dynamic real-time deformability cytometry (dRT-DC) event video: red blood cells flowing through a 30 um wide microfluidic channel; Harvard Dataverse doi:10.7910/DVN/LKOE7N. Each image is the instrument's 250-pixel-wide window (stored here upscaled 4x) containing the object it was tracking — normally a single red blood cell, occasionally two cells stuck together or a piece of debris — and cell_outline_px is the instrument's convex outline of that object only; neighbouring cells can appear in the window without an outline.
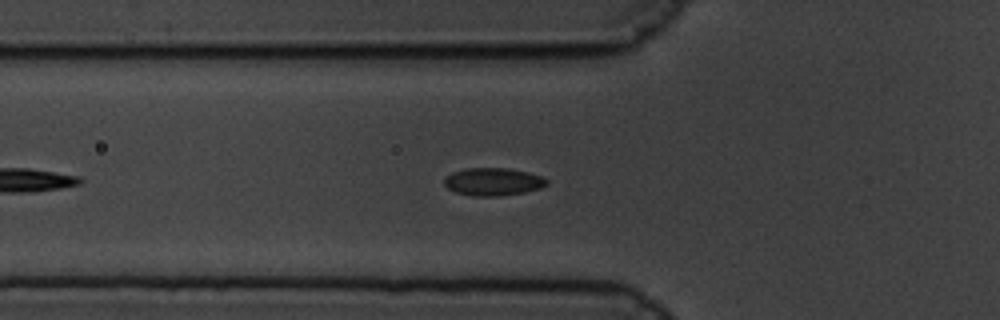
{"species": "common noctule bat (a hibernating species)", "species_latin": "Nyctalus noctula", "temperature_condition": "cold", "stored_images_in_passage": 23, "camera_frame_rate_fps": 3000, "um_per_image_px": 0.085, "animal": {"sex": "male", "body_mass_g": 19.5, "forearm_length_mm": 54.6}, "frame": {"image": 1, "passage_image": 4, "time_ms": 1.0, "image_size_px": [1000, 320], "cell_outline_px": [[548, 184], [540, 188], [524, 192], [496, 196], [472, 196], [456, 192], [448, 188], [444, 184], [444, 176], [452, 172], [464, 168], [508, 168], [528, 172], [540, 176], [548, 180]], "centroid_in_image_um": [41.88, 15.44], "position_along_channel_um": 83.9, "area_um2": 16.59}}
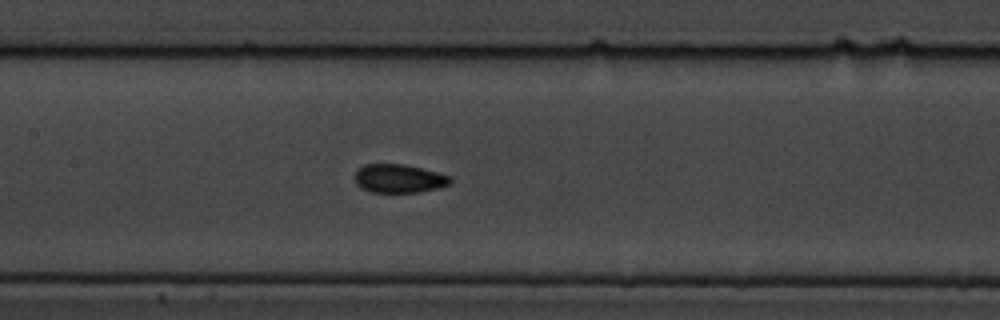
{"frame": {"image": 2, "passage_image": 12, "time_ms": 3.667, "image_size_px": [1000, 320], "cell_outline_px": [[452, 184], [440, 188], [420, 192], [372, 192], [360, 188], [356, 184], [352, 176], [356, 168], [364, 164], [404, 164], [452, 176]], "centroid_in_image_um": [33.88, 15.17], "position_along_channel_um": 173.5, "area_um2": 16.3}}
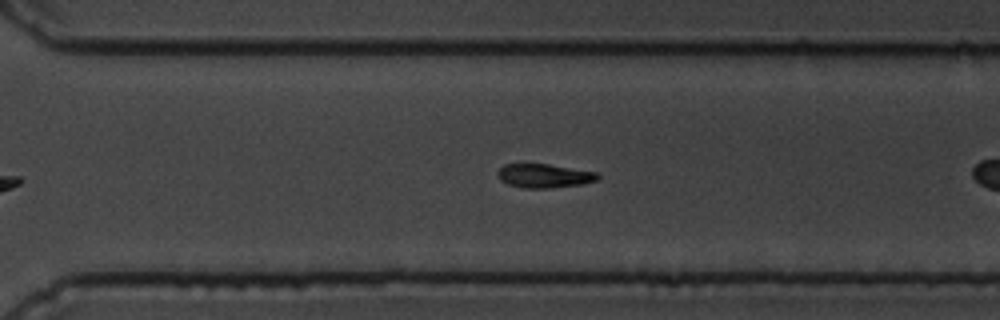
{"frame": {"image": 3, "passage_image": 22, "time_ms": 7.0, "image_size_px": [1000, 320], "cell_outline_px": [[600, 176], [596, 180], [580, 184], [548, 188], [524, 188], [508, 184], [500, 180], [496, 176], [496, 172], [504, 164], [520, 160], [548, 164], [596, 172]], "centroid_in_image_um": [46.12, 14.89], "position_along_channel_um": 324.5, "area_um2": 14.45}}